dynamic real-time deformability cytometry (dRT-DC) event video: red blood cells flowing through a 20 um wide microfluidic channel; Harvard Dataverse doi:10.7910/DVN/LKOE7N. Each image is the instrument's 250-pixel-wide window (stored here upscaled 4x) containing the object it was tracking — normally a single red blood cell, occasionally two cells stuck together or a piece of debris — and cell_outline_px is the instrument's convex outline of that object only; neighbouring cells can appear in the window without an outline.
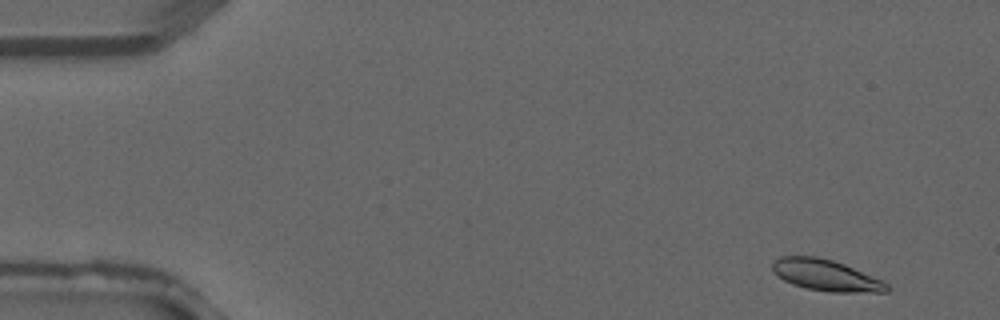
{"species": "common noctule bat (a hibernating species)", "species_latin": "Nyctalus noctula", "temperature_condition": "warm", "stored_images_in_passage": 3, "camera_frame_rate_fps": 3000, "um_per_image_px": 0.085, "animal": {"sex": "male", "forearm_length_mm": 52.5}, "frame": {"image": 1, "passage_image": 1, "time_ms": 0.0, "image_size_px": [1000, 320], "cell_outline_px": [[888, 292], [828, 292], [808, 288], [792, 284], [784, 280], [772, 272], [772, 264], [780, 256], [816, 256], [832, 260], [844, 264], [880, 280], [888, 284]], "centroid_in_image_um": [70.16, 23.39], "position_along_channel_um": 14.8, "area_um2": 20.58}}